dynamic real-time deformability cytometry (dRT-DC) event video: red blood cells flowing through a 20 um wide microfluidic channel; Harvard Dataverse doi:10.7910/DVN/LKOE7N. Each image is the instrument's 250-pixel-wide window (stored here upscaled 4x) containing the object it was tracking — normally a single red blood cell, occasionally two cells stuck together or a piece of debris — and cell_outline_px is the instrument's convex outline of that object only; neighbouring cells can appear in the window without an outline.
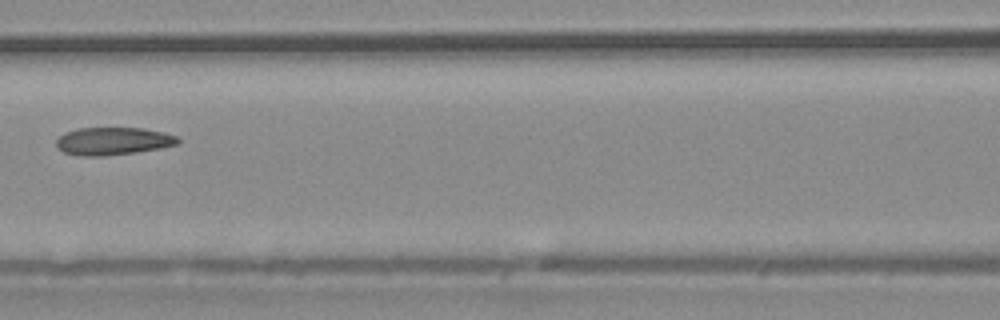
{"species": "common noctule bat (a hibernating species)", "species_latin": "Nyctalus noctula", "temperature_condition": "warm", "stored_images_in_passage": 7, "camera_frame_rate_fps": 3000, "um_per_image_px": 0.085, "animal": {"sex": "male", "body_mass_g": 20.4}, "frame": {"image": 1, "passage_image": 7, "time_ms": 2.0, "image_size_px": [1000, 320], "cell_outline_px": [[180, 144], [160, 148], [136, 152], [104, 156], [76, 156], [64, 152], [56, 148], [56, 140], [64, 132], [80, 128], [144, 128], [164, 132], [176, 136], [180, 140]], "centroid_in_image_um": [9.6, 12.0], "position_along_channel_um": 157.0, "area_um2": 19.83}}